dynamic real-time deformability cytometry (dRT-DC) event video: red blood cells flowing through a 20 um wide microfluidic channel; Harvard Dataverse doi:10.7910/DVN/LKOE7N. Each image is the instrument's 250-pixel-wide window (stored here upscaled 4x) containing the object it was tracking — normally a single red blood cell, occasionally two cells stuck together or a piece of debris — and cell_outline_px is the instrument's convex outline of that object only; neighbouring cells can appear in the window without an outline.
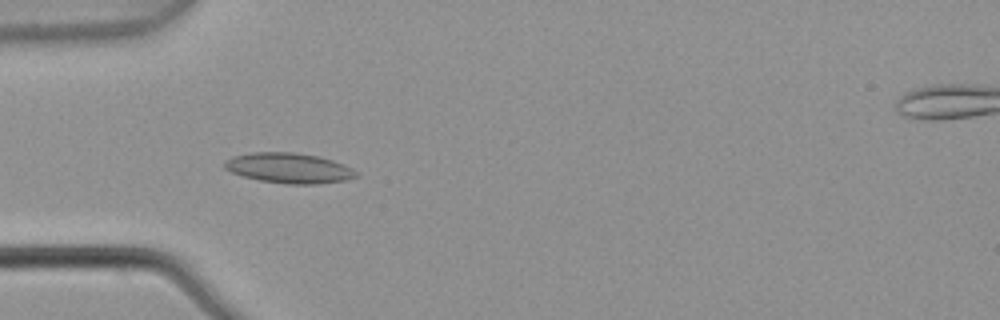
{"species": "common noctule bat (a hibernating species)", "species_latin": "Nyctalus noctula", "temperature_condition": "warm", "stored_images_in_passage": 7, "camera_frame_rate_fps": 3000, "um_per_image_px": 0.085, "animal": {"sex": "male", "body_mass_g": 21.5, "forearm_length_mm": 52.0}, "frame": {"image": 1, "passage_image": 4, "time_ms": 1.0, "image_size_px": [1000, 320], "cell_outline_px": [[356, 176], [344, 180], [316, 184], [284, 184], [260, 180], [244, 176], [232, 172], [224, 168], [224, 164], [232, 156], [252, 152], [296, 152], [316, 156], [332, 160], [344, 164], [352, 168], [356, 172]], "centroid_in_image_um": [24.55, 14.28], "position_along_channel_um": 60.5, "area_um2": 22.95}}
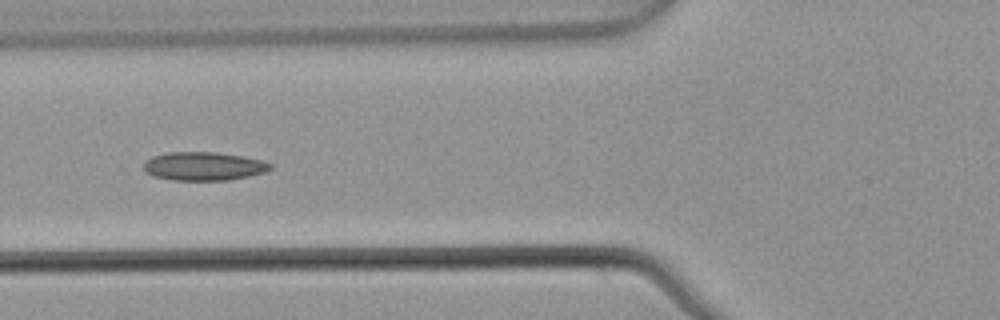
{"frame": {"image": 2, "passage_image": 5, "time_ms": 1.333, "image_size_px": [1000, 320], "cell_outline_px": [[272, 168], [264, 172], [248, 176], [228, 180], [172, 180], [152, 176], [144, 172], [144, 164], [152, 156], [168, 152], [216, 152], [244, 156], [264, 160], [272, 164]], "centroid_in_image_um": [17.32, 14.12], "position_along_channel_um": 108.5, "area_um2": 21.15}}
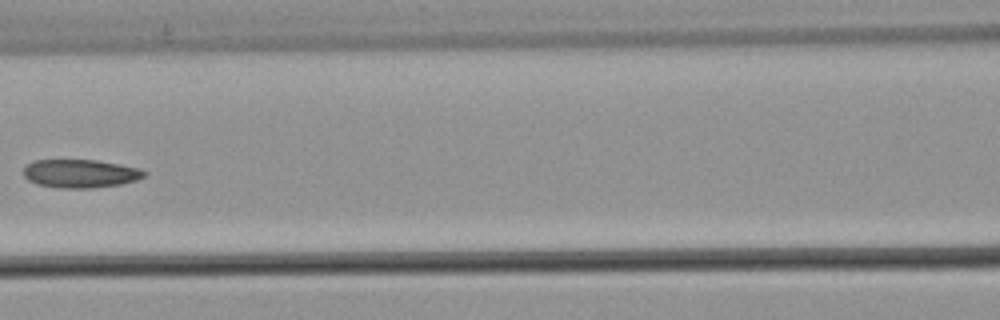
{"frame": {"image": 3, "passage_image": 6, "time_ms": 1.667, "image_size_px": [1000, 320], "cell_outline_px": [[148, 172], [144, 176], [136, 180], [120, 184], [92, 188], [64, 188], [36, 184], [28, 180], [24, 176], [24, 168], [28, 164], [36, 160], [96, 160], [140, 168]], "centroid_in_image_um": [6.84, 14.75], "position_along_channel_um": 159.8, "area_um2": 19.83}}